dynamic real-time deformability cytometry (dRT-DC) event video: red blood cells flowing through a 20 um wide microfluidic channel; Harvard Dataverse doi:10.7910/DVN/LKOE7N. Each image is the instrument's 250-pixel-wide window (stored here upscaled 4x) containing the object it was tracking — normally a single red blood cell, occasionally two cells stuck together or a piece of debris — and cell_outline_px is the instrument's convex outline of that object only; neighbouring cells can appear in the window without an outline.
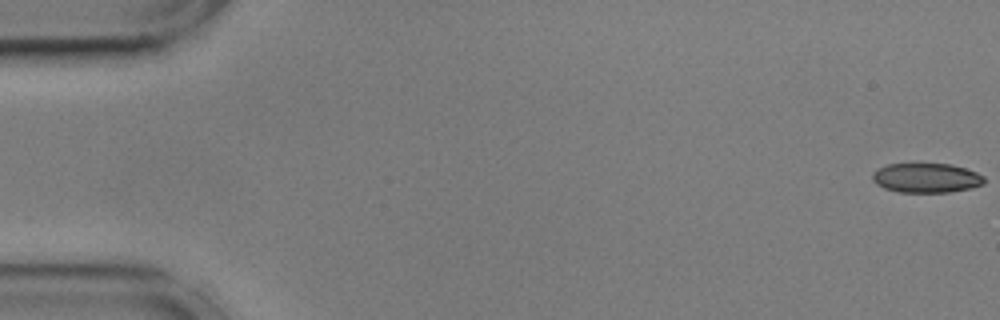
{"species": "common noctule bat (a hibernating species)", "species_latin": "Nyctalus noctula", "temperature_condition": "cold", "stored_images_in_passage": 16, "camera_frame_rate_fps": 3000, "um_per_image_px": 0.085, "animal": {"sex": "male", "body_mass_g": 17.9, "forearm_length_mm": 54.2}, "frame": {"image": 1, "passage_image": 1, "time_ms": 0.0, "image_size_px": [1000, 320], "cell_outline_px": [[984, 184], [972, 188], [948, 192], [900, 192], [884, 188], [876, 184], [872, 180], [872, 172], [876, 168], [888, 164], [952, 164], [976, 172], [984, 176]], "centroid_in_image_um": [78.71, 15.12], "position_along_channel_um": 6.3, "area_um2": 19.31}}
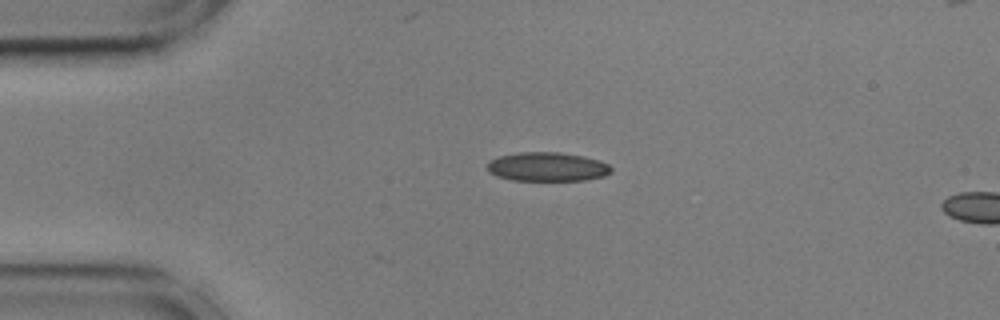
{"frame": {"image": 2, "passage_image": 13, "time_ms": 4.0, "image_size_px": [1000, 320], "cell_outline_px": [[612, 172], [604, 176], [584, 180], [512, 180], [496, 176], [488, 172], [488, 160], [500, 156], [520, 152], [560, 152], [584, 156], [600, 160], [608, 164], [612, 168]], "centroid_in_image_um": [46.53, 14.17], "position_along_channel_um": 38.5, "area_um2": 21.04}}